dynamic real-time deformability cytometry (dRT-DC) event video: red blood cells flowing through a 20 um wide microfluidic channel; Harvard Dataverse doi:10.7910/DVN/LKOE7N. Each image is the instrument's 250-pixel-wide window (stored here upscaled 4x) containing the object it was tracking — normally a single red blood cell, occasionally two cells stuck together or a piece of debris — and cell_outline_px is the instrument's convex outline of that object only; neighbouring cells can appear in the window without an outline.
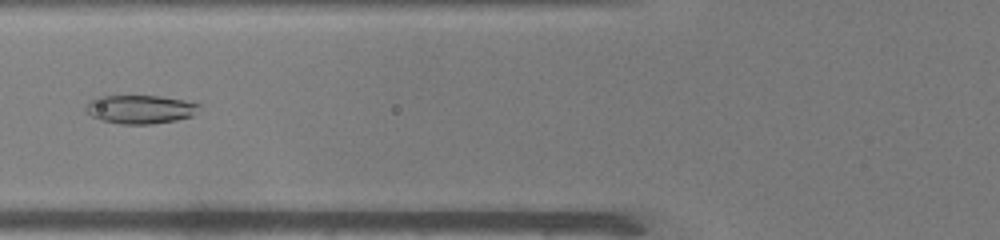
{"species": "common noctule bat (a hibernating species)", "species_latin": "Nyctalus noctula", "temperature_condition": "warm", "stored_images_in_passage": 49, "camera_frame_rate_fps": 3000, "um_per_image_px": 0.085, "animal": {"sex": "male", "body_mass_g": 19.0, "forearm_length_mm": 50.8}, "frame": {"image": 1, "passage_image": 19, "time_ms": 6.0, "image_size_px": [1000, 240], "cell_outline_px": [[204, 104], [192, 116], [176, 120], [152, 124], [124, 124], [100, 120], [92, 116], [84, 108], [88, 100], [96, 96], [160, 96], [184, 100]], "centroid_in_image_um": [11.93, 9.28], "position_along_channel_um": 113.9, "area_um2": 19.07}}
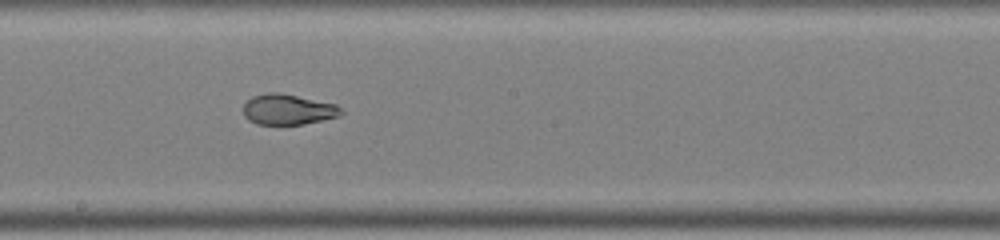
{"frame": {"image": 2, "passage_image": 27, "time_ms": 8.667, "image_size_px": [1000, 240], "cell_outline_px": [[344, 112], [340, 116], [304, 124], [256, 124], [248, 120], [244, 116], [244, 104], [252, 96], [268, 92], [280, 92], [336, 104]], "centroid_in_image_um": [24.48, 9.3], "position_along_channel_um": 223.7, "area_um2": 17.46}}
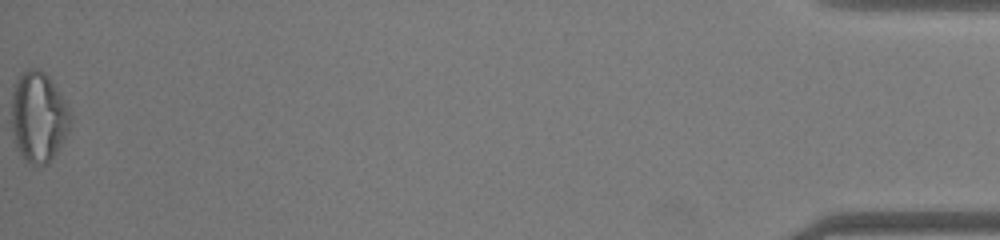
{"frame": {"image": 3, "passage_image": 49, "time_ms": 16.0, "image_size_px": [1000, 240], "cell_outline_px": [[72, 120], [56, 152], [48, 164], [28, 164], [20, 156], [16, 148], [12, 128], [12, 84], [28, 68], [40, 68], [48, 76], [72, 112]], "centroid_in_image_um": [3.25, 9.93], "position_along_channel_um": 432.0, "area_um2": 31.04}}